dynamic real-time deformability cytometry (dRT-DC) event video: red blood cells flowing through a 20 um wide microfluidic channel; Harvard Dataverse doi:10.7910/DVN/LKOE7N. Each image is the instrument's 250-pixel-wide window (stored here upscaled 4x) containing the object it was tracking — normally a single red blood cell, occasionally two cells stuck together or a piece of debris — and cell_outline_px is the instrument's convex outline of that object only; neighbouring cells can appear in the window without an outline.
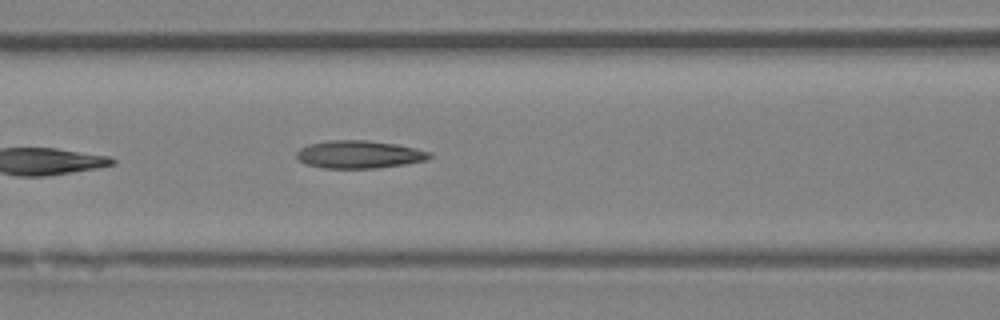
{"species": "Egyptian fruit bat (a non-hibernating species)", "species_latin": "Rousettus aegyptiacus", "temperature_condition": "room temperature", "stored_images_in_passage": 4, "camera_frame_rate_fps": 3000, "um_per_image_px": 0.085, "animal": {"sex": "female"}, "frame": {"image": 1, "passage_image": 4, "time_ms": 3.333, "image_size_px": [1000, 320], "cell_outline_px": [[432, 156], [428, 160], [404, 164], [376, 168], [324, 168], [308, 164], [300, 160], [296, 156], [296, 152], [300, 148], [308, 144], [328, 140], [368, 140], [396, 144], [416, 148], [432, 152]], "centroid_in_image_um": [30.56, 13.12], "position_along_channel_um": 136.0, "area_um2": 21.56}}